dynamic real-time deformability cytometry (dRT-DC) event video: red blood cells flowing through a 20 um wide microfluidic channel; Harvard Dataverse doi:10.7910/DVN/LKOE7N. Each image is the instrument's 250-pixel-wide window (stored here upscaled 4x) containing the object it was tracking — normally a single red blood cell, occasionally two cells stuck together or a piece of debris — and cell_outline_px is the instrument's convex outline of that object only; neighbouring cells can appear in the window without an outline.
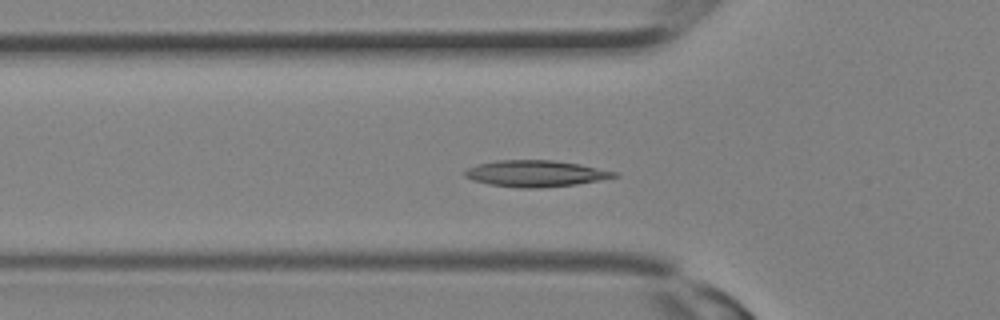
{"species": "Egyptian fruit bat (a non-hibernating species)", "species_latin": "Rousettus aegyptiacus", "temperature_condition": "room temperature", "stored_images_in_passage": 32, "camera_frame_rate_fps": 3000, "um_per_image_px": 0.085, "animal": {"sex": "female"}, "frame": {"image": 1, "passage_image": 11, "time_ms": 3.333, "image_size_px": [1000, 320], "cell_outline_px": [[620, 176], [576, 184], [540, 188], [520, 188], [488, 184], [472, 180], [464, 176], [464, 172], [468, 168], [480, 164], [496, 160], [552, 160], [580, 164], [616, 172]], "centroid_in_image_um": [45.51, 14.75], "position_along_channel_um": 80.3, "area_um2": 22.83}}
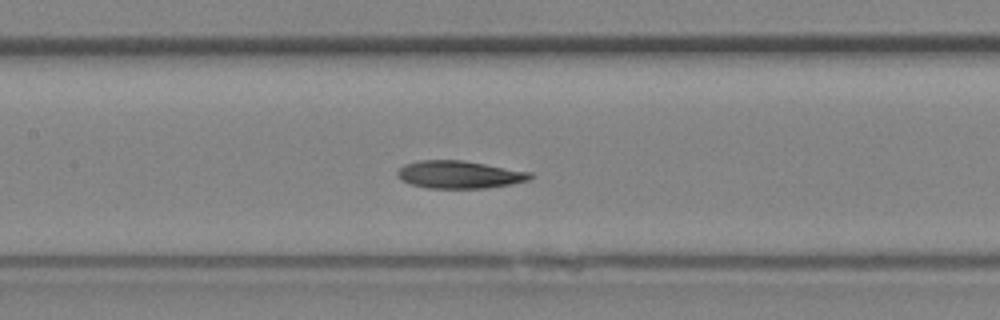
{"frame": {"image": 2, "passage_image": 15, "time_ms": 4.667, "image_size_px": [1000, 320], "cell_outline_px": [[532, 176], [528, 180], [512, 184], [484, 188], [428, 188], [412, 184], [400, 180], [396, 176], [396, 172], [404, 164], [420, 160], [464, 160], [532, 172]], "centroid_in_image_um": [39.02, 14.83], "position_along_channel_um": 168.4, "area_um2": 21.44}}
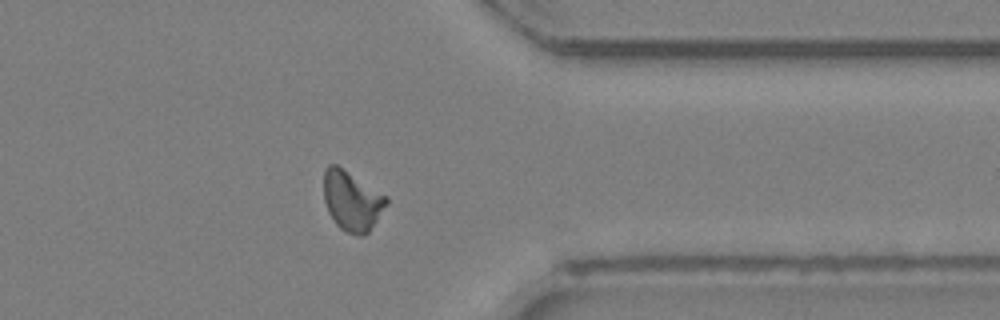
{"frame": {"image": 3, "passage_image": 25, "time_ms": 8.0, "image_size_px": [1000, 320], "cell_outline_px": [[388, 204], [368, 232], [364, 236], [356, 236], [340, 228], [336, 224], [328, 212], [324, 200], [324, 168], [328, 164], [336, 164], [388, 196]], "centroid_in_image_um": [29.91, 17.06], "position_along_channel_um": 381.5, "area_um2": 21.91}}